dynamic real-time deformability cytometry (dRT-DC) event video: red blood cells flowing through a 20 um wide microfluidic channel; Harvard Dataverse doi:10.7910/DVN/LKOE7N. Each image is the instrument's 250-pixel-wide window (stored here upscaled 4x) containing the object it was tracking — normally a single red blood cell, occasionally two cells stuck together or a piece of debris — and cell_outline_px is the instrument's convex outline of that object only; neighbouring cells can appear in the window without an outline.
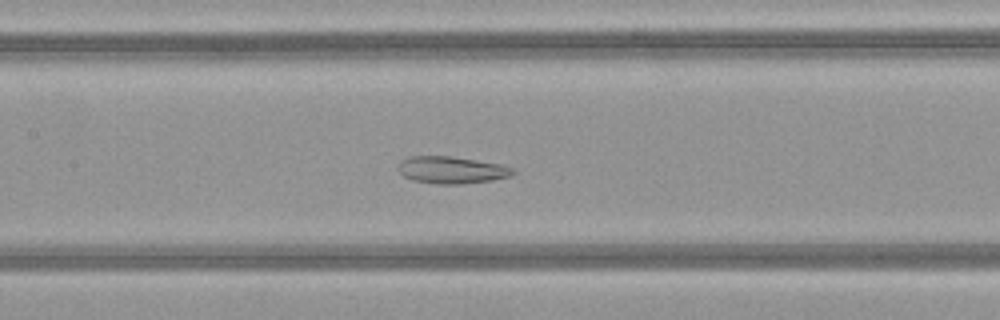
{"species": "common noctule bat (a hibernating species)", "species_latin": "Nyctalus noctula", "temperature_condition": "warm", "stored_images_in_passage": 50, "camera_frame_rate_fps": 3000, "um_per_image_px": 0.085, "animal": {"sex": "female", "body_mass_g": 21.9}, "frame": {"image": 1, "passage_image": 24, "time_ms": 7.667, "image_size_px": [1000, 320], "cell_outline_px": [[516, 172], [512, 176], [492, 180], [460, 184], [436, 184], [412, 180], [404, 176], [396, 168], [400, 160], [408, 156], [452, 156], [500, 164], [512, 168]], "centroid_in_image_um": [38.35, 14.44], "position_along_channel_um": 169.0, "area_um2": 18.26}}
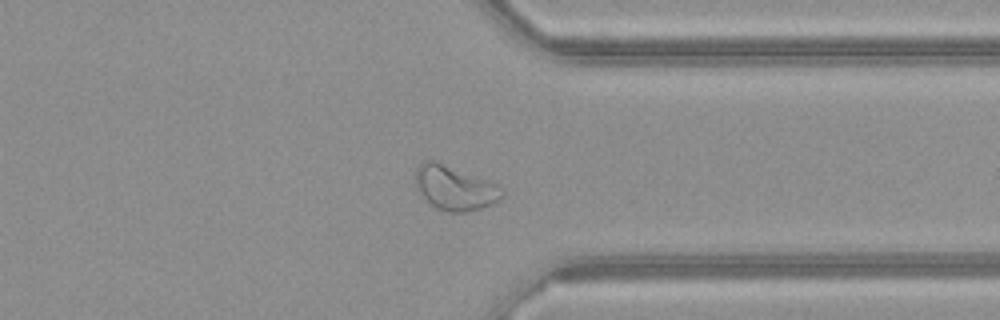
{"frame": {"image": 2, "passage_image": 39, "time_ms": 12.667, "image_size_px": [1000, 320], "cell_outline_px": [[504, 196], [500, 200], [492, 204], [480, 208], [464, 212], [448, 212], [436, 208], [416, 188], [416, 168], [424, 160], [436, 160], [488, 180], [496, 184], [504, 192]], "centroid_in_image_um": [38.66, 15.96], "position_along_channel_um": 372.7, "area_um2": 22.25}}
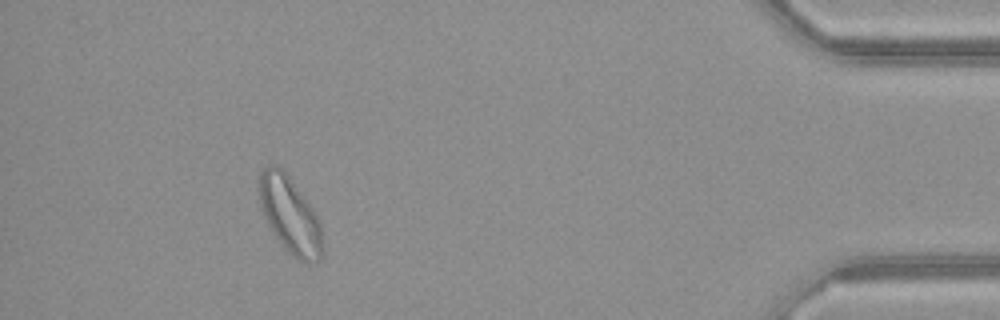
{"frame": {"image": 3, "passage_image": 46, "time_ms": 15.0, "image_size_px": [1000, 320], "cell_outline_px": [[324, 256], [316, 264], [308, 264], [292, 256], [284, 248], [268, 224], [264, 216], [260, 204], [256, 188], [256, 180], [260, 172], [268, 164], [276, 164], [292, 180], [304, 196], [312, 208], [320, 224], [324, 244]], "centroid_in_image_um": [24.64, 18.29], "position_along_channel_um": 410.6, "area_um2": 28.9}, "authors_computed_cell_mechanics": {"area_um2": 25.2008, "velocity_mm_per_s": 4.131, "shape_relaxation_time_tau1_ms": null, "shape_relaxation_time_tau2_ms": 1.6859, "deformation_change_tau1": null, "deformation_change_tau2": 0.0769}}